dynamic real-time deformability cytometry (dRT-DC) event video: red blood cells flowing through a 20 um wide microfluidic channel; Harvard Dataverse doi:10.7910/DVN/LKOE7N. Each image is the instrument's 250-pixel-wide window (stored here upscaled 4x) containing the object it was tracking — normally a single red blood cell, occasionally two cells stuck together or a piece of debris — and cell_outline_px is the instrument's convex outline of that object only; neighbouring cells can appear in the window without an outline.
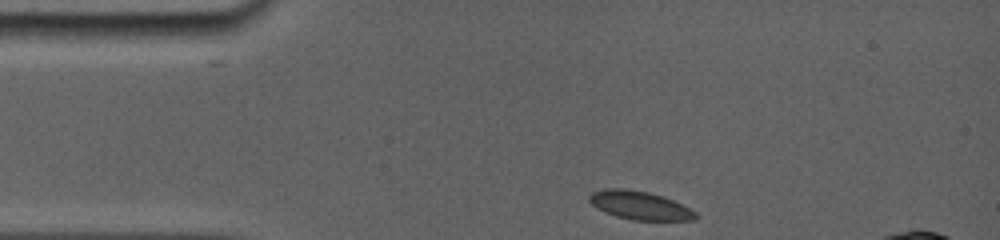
{"species": "common noctule bat (a hibernating species)", "species_latin": "Nyctalus noctula", "temperature_condition": "room temperature", "stored_images_in_passage": 45, "camera_frame_rate_fps": 5000, "um_per_image_px": 0.085, "animal": {"sex": "female", "body_mass_g": 19.0, "forearm_length_mm": 56.7}, "frame": {"image": 1, "passage_image": 1, "time_ms": 0.0, "image_size_px": [1000, 240], "cell_outline_px": [[700, 216], [696, 220], [632, 220], [616, 216], [604, 212], [596, 208], [588, 200], [588, 196], [592, 192], [604, 188], [624, 188], [648, 192], [664, 196], [696, 212]], "centroid_in_image_um": [54.36, 17.45], "position_along_channel_um": 30.6, "area_um2": 17.74}}
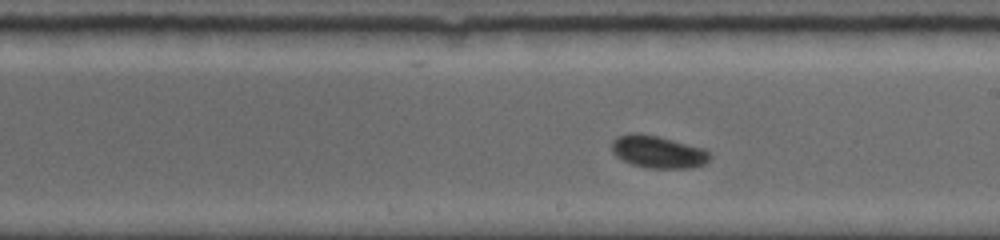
{"frame": {"image": 2, "passage_image": 26, "time_ms": 6.4, "image_size_px": [1000, 240], "cell_outline_px": [[712, 156], [704, 164], [692, 168], [648, 168], [632, 164], [616, 156], [612, 152], [612, 140], [616, 136], [632, 132], [640, 132], [660, 136], [704, 148], [712, 152]], "centroid_in_image_um": [55.95, 12.88], "position_along_channel_um": 233.1, "area_um2": 18.9}}
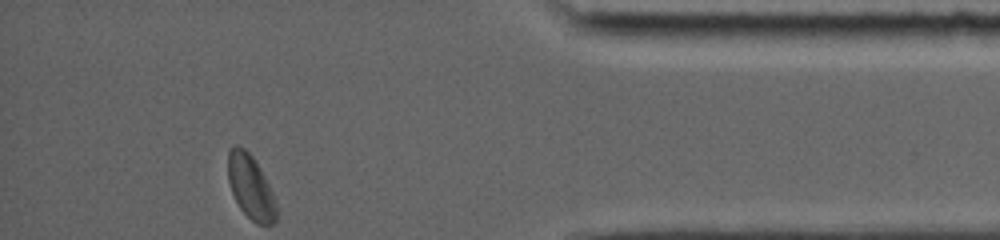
{"frame": {"image": 3, "passage_image": 45, "time_ms": 11.8, "image_size_px": [1000, 240], "cell_outline_px": [[276, 220], [272, 224], [256, 224], [240, 208], [232, 192], [228, 180], [228, 152], [236, 144], [244, 148], [252, 156], [264, 176], [276, 200]], "centroid_in_image_um": [21.3, 15.9], "position_along_channel_um": 413.9, "area_um2": 17.74}, "authors_computed_cell_mechanics": {"area_um2": 18.1492, "velocity_mm_per_s": 3.7926, "shape_relaxation_time_tau1_ms": 2.5326, "shape_relaxation_time_tau2_ms": null, "deformation_change_tau1": 0.068, "deformation_change_tau2": null}}